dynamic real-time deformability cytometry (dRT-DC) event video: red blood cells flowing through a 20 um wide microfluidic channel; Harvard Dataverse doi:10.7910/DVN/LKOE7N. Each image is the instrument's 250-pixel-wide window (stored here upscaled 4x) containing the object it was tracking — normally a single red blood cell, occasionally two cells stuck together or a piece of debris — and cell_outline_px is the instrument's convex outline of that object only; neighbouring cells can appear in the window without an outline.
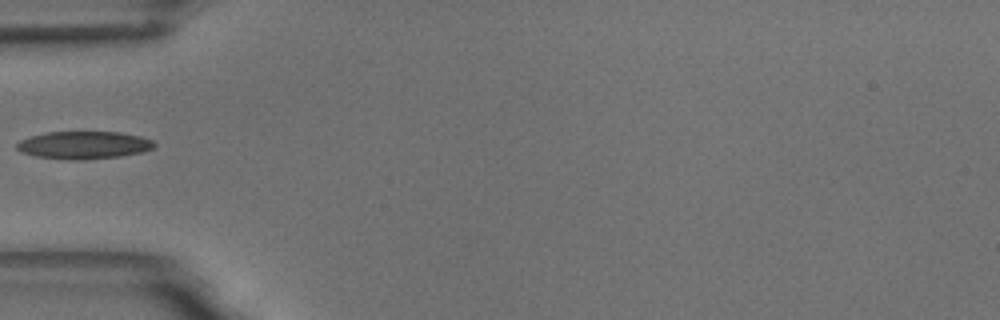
{"species": "common noctule bat (a hibernating species)", "species_latin": "Nyctalus noctula", "temperature_condition": "room temperature", "stored_images_in_passage": 38, "camera_frame_rate_fps": 3000, "um_per_image_px": 0.085, "animal": {"sex": "male", "body_mass_g": 18.8}, "frame": {"image": 1, "passage_image": 1, "time_ms": 0.0, "image_size_px": [1000, 320], "cell_outline_px": [[156, 144], [152, 148], [144, 152], [120, 156], [84, 160], [68, 160], [36, 156], [20, 152], [16, 148], [16, 144], [20, 140], [44, 132], [120, 132], [140, 136], [152, 140]], "centroid_in_image_um": [7.12, 12.34], "position_along_channel_um": 77.9, "area_um2": 22.25}}
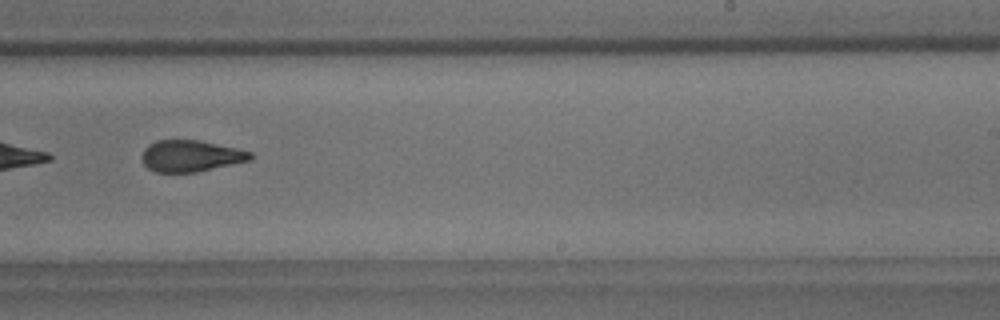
{"frame": {"image": 2, "passage_image": 17, "time_ms": 5.333, "image_size_px": [1000, 320], "cell_outline_px": [[252, 160], [196, 172], [156, 172], [148, 168], [144, 164], [144, 148], [148, 144], [156, 140], [200, 140], [236, 148], [252, 152]], "centroid_in_image_um": [16.24, 13.25], "position_along_channel_um": 272.8, "area_um2": 19.77}}